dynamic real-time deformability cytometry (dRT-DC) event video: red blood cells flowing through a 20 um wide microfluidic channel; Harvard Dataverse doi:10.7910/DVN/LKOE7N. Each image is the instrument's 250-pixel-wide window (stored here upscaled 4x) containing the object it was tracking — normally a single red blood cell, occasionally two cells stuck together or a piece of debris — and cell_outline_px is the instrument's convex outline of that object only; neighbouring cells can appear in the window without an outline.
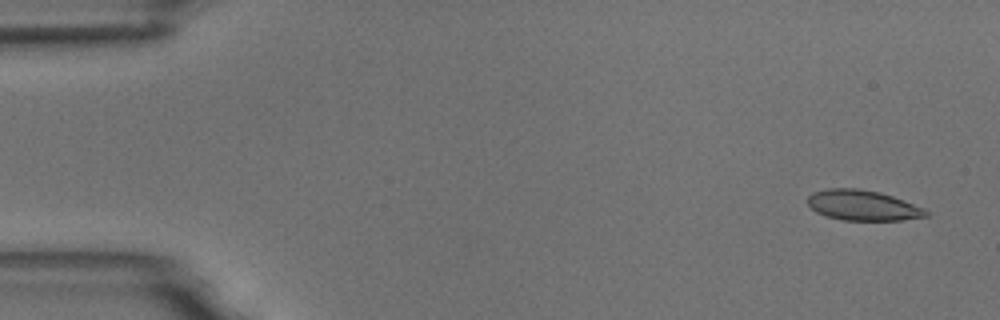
{"species": "common noctule bat (a hibernating species)", "species_latin": "Nyctalus noctula", "temperature_condition": "room temperature", "stored_images_in_passage": 5, "segment_of_instrument_passage": [1, 2], "camera_frame_rate_fps": 3000, "um_per_image_px": 0.085, "animal": {"sex": "male", "body_mass_g": 18.8}, "frame": {"image": 1, "passage_image": 1, "time_ms": 0.0, "image_size_px": [1000, 320], "cell_outline_px": [[928, 216], [900, 220], [844, 220], [828, 216], [816, 212], [808, 204], [808, 196], [812, 192], [828, 188], [860, 188], [880, 192], [892, 196], [924, 208], [928, 212]], "centroid_in_image_um": [73.32, 17.44], "position_along_channel_um": 11.7, "area_um2": 20.81}}
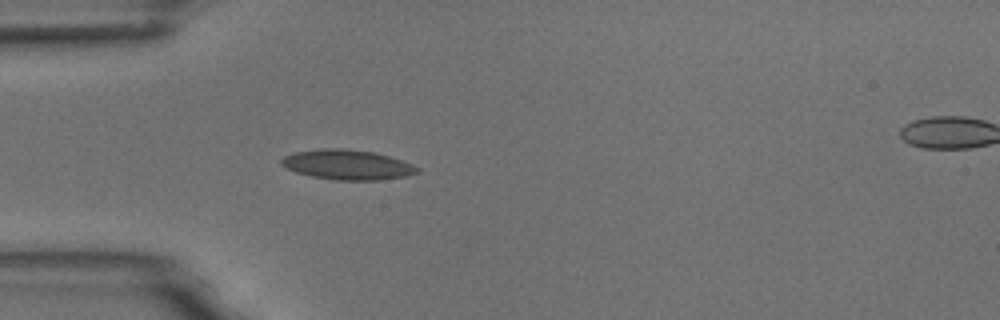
{"frame": {"image": 2, "passage_image": 4, "time_ms": 4.333, "image_size_px": [1000, 320], "cell_outline_px": [[420, 172], [408, 176], [380, 180], [336, 180], [312, 176], [296, 172], [280, 164], [280, 160], [284, 156], [296, 152], [320, 148], [344, 148], [376, 152], [412, 164], [420, 168]], "centroid_in_image_um": [29.55, 14.0], "position_along_channel_um": 55.4, "area_um2": 23.76}}